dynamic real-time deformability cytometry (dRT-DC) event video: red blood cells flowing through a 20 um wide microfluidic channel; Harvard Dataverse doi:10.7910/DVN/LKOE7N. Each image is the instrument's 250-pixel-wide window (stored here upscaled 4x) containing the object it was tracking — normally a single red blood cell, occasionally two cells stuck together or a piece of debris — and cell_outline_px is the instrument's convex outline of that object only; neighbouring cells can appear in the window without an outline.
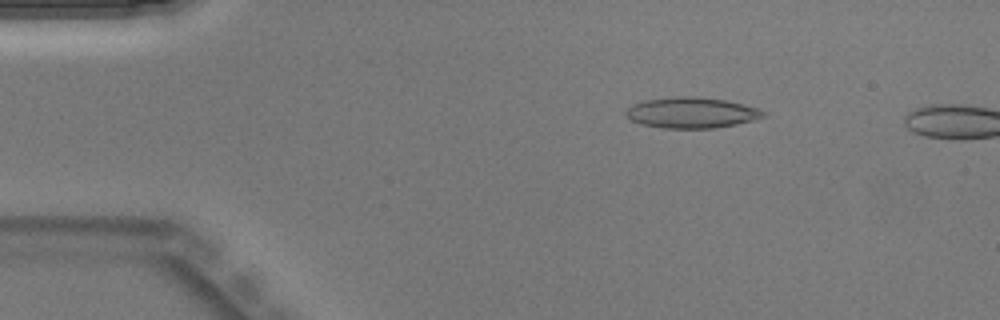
{"species": "Egyptian fruit bat (a non-hibernating species)", "species_latin": "Rousettus aegyptiacus", "temperature_condition": "warm", "stored_images_in_passage": 12, "camera_frame_rate_fps": 3000, "um_per_image_px": 0.085, "animal": {"sex": "male"}, "frame": {"image": 1, "passage_image": 6, "time_ms": 1.667, "image_size_px": [1000, 320], "cell_outline_px": [[768, 116], [736, 124], [716, 128], [664, 128], [640, 124], [632, 120], [624, 112], [632, 104], [644, 100], [672, 96], [696, 96], [724, 100], [756, 108], [768, 112]], "centroid_in_image_um": [58.77, 9.57], "position_along_channel_um": 26.2, "area_um2": 24.68}}